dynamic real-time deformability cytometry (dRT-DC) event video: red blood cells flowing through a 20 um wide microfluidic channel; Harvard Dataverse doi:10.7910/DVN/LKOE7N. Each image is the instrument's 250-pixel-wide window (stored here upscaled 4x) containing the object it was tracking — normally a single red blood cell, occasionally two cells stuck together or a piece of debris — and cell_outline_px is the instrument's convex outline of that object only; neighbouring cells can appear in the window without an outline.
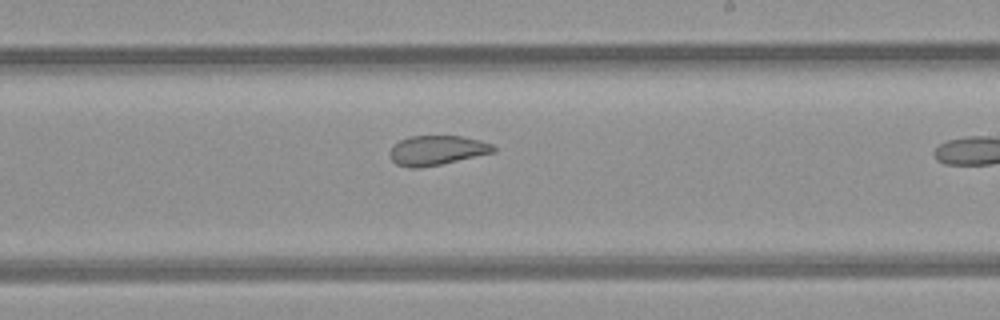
{"species": "common noctule bat (a hibernating species)", "species_latin": "Nyctalus noctula", "temperature_condition": "room temperature", "stored_images_in_passage": 7, "camera_frame_rate_fps": 3000, "um_per_image_px": 0.085, "animal": {"sex": "female", "body_mass_g": 21.9}, "frame": {"image": 1, "passage_image": 6, "time_ms": 5.667, "image_size_px": [1000, 320], "cell_outline_px": [[496, 152], [440, 164], [420, 168], [408, 168], [396, 164], [392, 160], [388, 152], [400, 140], [412, 136], [460, 136], [480, 140], [492, 144], [496, 148]], "centroid_in_image_um": [37.14, 12.78], "position_along_channel_um": 251.9, "area_um2": 17.8}}